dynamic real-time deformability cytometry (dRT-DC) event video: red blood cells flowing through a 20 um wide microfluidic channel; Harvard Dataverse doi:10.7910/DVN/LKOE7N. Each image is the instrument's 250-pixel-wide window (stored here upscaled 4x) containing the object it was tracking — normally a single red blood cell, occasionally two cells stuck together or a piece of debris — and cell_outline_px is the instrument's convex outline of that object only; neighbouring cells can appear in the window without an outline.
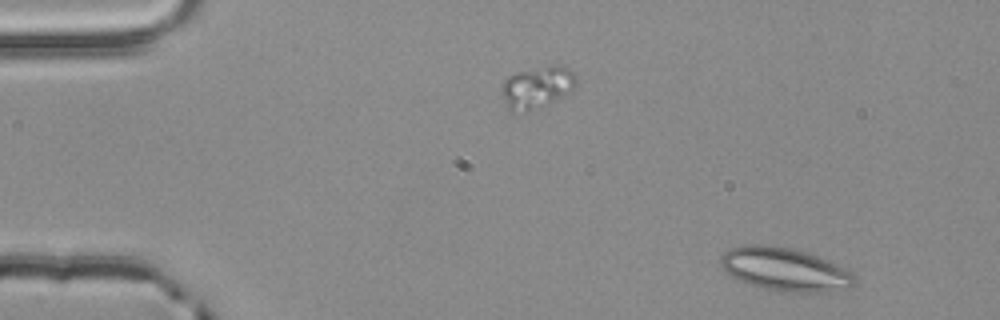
{"species": "common noctule bat (a hibernating species)", "species_latin": "Nyctalus noctula", "temperature_condition": "room temperature", "stored_images_in_passage": 51, "camera_frame_rate_fps": 3000, "um_per_image_px": 0.085, "animal": {"sex": "male", "body_mass_g": 20.4}, "frame": {"image": 1, "passage_image": 2, "time_ms": 0.333, "image_size_px": [1000, 320], "cell_outline_px": [[856, 280], [848, 288], [828, 292], [784, 292], [764, 288], [748, 284], [732, 276], [720, 264], [720, 256], [728, 248], [744, 244], [764, 244], [792, 248], [828, 260], [848, 268], [856, 276]], "centroid_in_image_um": [66.72, 22.88], "position_along_channel_um": 18.3, "area_um2": 33.93}}
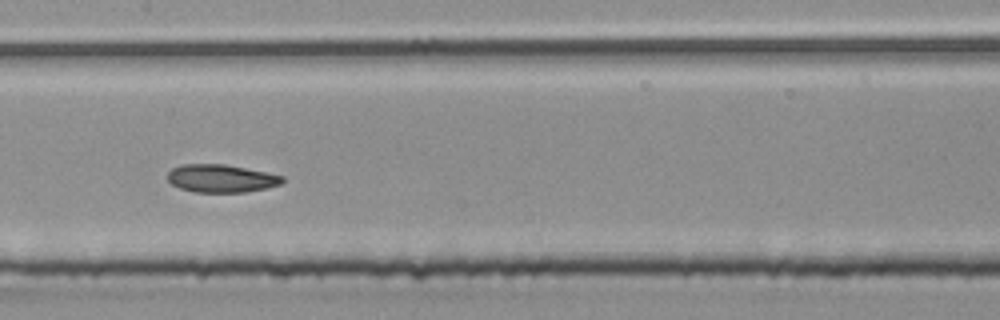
{"frame": {"image": 2, "passage_image": 24, "time_ms": 7.667, "image_size_px": [1000, 320], "cell_outline_px": [[284, 180], [280, 184], [268, 188], [244, 192], [196, 192], [180, 188], [172, 184], [168, 180], [168, 172], [172, 168], [180, 164], [224, 164], [284, 176]], "centroid_in_image_um": [18.78, 15.16], "position_along_channel_um": 188.6, "area_um2": 18.55}}
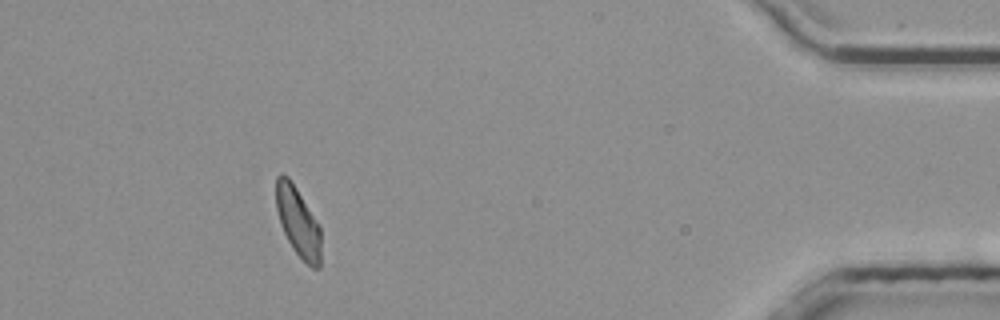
{"frame": {"image": 3, "passage_image": 46, "time_ms": 15.0, "image_size_px": [1000, 320], "cell_outline_px": [[320, 268], [312, 268], [292, 248], [280, 224], [276, 208], [276, 176], [288, 176], [292, 180], [320, 228]], "centroid_in_image_um": [25.32, 18.85], "position_along_channel_um": 409.9, "area_um2": 17.8}, "authors_computed_cell_mechanics": {"area_um2": 19.0162, "velocity_mm_per_s": 3.8407, "shape_relaxation_time_tau1_ms": 2.4789, "shape_relaxation_time_tau2_ms": 1.8867, "deformation_change_tau1": 0.0947, "deformation_change_tau2": 0.0628}}